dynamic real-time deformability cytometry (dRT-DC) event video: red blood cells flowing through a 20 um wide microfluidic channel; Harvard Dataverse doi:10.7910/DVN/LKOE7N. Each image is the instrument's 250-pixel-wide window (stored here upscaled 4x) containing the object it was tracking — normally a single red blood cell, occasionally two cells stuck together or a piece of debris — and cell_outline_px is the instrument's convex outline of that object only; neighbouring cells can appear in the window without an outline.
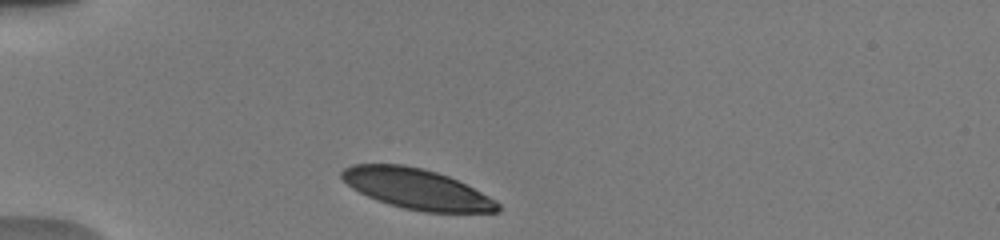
{"species": "human", "species_latin": "Homo sapiens", "temperature_condition": "warm", "stored_images_in_passage": 10, "camera_frame_rate_fps": 3000, "um_per_image_px": 0.085, "donor": {"sex": "male"}, "frame": {"image": 1, "passage_image": 2, "time_ms": 0.333, "image_size_px": [1000, 240], "cell_outline_px": [[500, 212], [424, 212], [404, 208], [388, 204], [376, 200], [352, 188], [340, 176], [340, 172], [344, 168], [352, 164], [404, 164], [436, 172], [448, 176], [496, 200], [500, 204]], "centroid_in_image_um": [35.4, 16.06], "position_along_channel_um": 49.6, "area_um2": 36.41}}
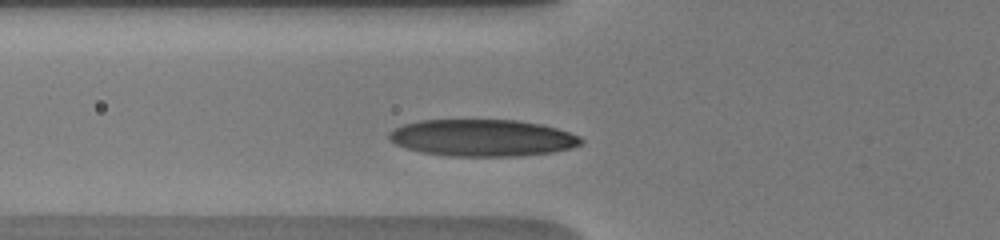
{"frame": {"image": 2, "passage_image": 6, "time_ms": 2.0, "image_size_px": [1000, 240], "cell_outline_px": [[584, 140], [580, 144], [572, 148], [552, 152], [516, 156], [448, 156], [420, 152], [396, 144], [388, 140], [388, 132], [404, 124], [420, 120], [516, 120], [540, 124], [556, 128], [580, 136]], "centroid_in_image_um": [40.99, 11.72], "position_along_channel_um": 84.8, "area_um2": 41.21}}
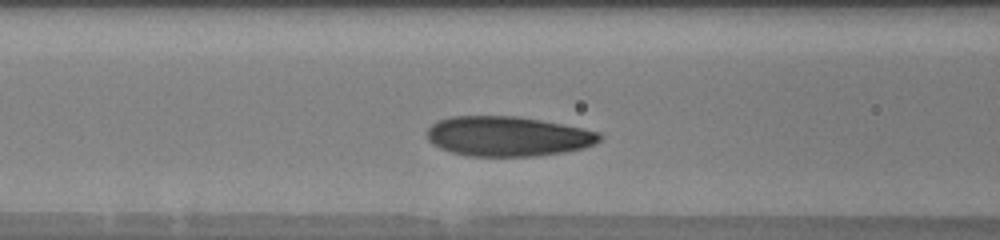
{"frame": {"image": 3, "passage_image": 8, "time_ms": 3.0, "image_size_px": [1000, 240], "cell_outline_px": [[604, 136], [596, 144], [584, 148], [564, 152], [536, 156], [464, 156], [440, 148], [432, 144], [428, 140], [428, 128], [436, 120], [452, 116], [516, 116], [540, 120], [600, 132]], "centroid_in_image_um": [43.15, 11.59], "position_along_channel_um": 123.4, "area_um2": 40.23}}